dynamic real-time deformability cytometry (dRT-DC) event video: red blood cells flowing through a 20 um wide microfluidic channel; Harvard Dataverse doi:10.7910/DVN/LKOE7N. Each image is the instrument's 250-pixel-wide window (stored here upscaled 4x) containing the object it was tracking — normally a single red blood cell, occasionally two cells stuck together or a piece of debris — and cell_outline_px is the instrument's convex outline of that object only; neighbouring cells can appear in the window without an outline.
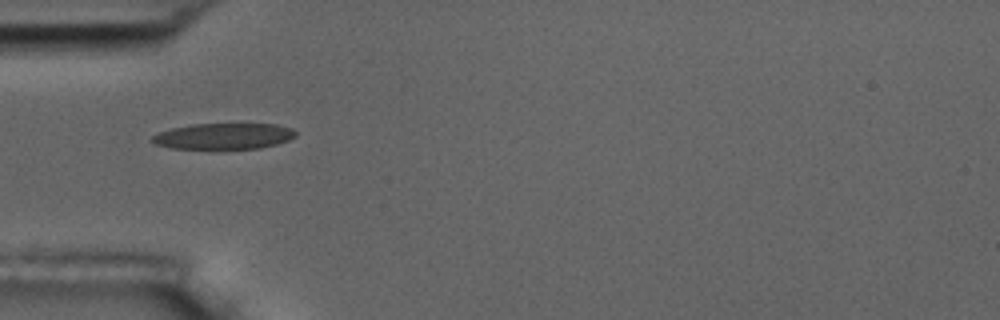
{"species": "common noctule bat (a hibernating species)", "species_latin": "Nyctalus noctula", "temperature_condition": "room temperature", "stored_images_in_passage": 7, "camera_frame_rate_fps": 3000, "um_per_image_px": 0.085, "animal": {"sex": "male", "body_mass_g": 17.5, "forearm_length_mm": 52.3}, "frame": {"image": 1, "passage_image": 5, "time_ms": 5.0, "image_size_px": [1000, 320], "cell_outline_px": [[296, 136], [288, 140], [276, 144], [260, 148], [212, 152], [172, 148], [156, 144], [148, 140], [156, 132], [172, 128], [192, 124], [276, 124], [292, 128], [296, 132]], "centroid_in_image_um": [18.95, 11.63], "position_along_channel_um": 66.1, "area_um2": 22.95}}